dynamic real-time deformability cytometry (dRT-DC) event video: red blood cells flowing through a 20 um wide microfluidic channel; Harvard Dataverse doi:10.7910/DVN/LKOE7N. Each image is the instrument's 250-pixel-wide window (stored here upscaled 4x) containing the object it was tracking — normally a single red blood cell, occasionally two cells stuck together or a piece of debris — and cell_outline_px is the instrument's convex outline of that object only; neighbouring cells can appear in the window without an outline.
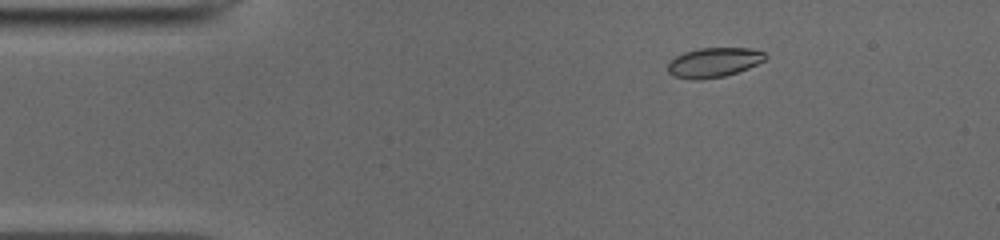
{"species": "common noctule bat (a hibernating species)", "species_latin": "Nyctalus noctula", "temperature_condition": "cold", "stored_images_in_passage": 51, "camera_frame_rate_fps": 3000, "um_per_image_px": 0.085, "animal": {"sex": "male", "body_mass_g": 19.0, "forearm_length_mm": 50.8}, "frame": {"image": 1, "passage_image": 8, "time_ms": 2.333, "image_size_px": [1000, 240], "cell_outline_px": [[768, 56], [764, 60], [748, 68], [724, 76], [700, 80], [692, 80], [672, 76], [668, 72], [668, 64], [676, 56], [684, 52], [700, 48], [752, 48], [764, 52]], "centroid_in_image_um": [60.66, 5.31], "position_along_channel_um": 24.3, "area_um2": 16.82}}
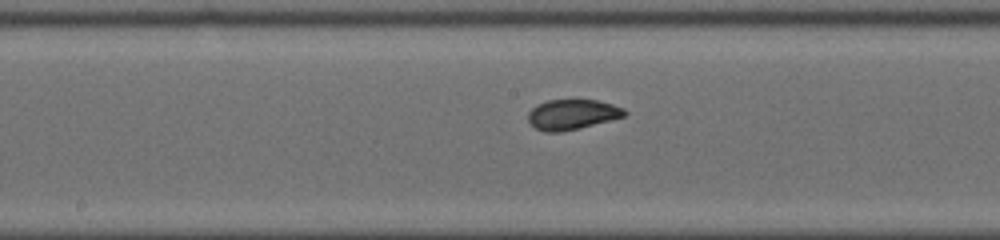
{"frame": {"image": 2, "passage_image": 26, "time_ms": 8.333, "image_size_px": [1000, 240], "cell_outline_px": [[628, 112], [624, 116], [580, 128], [560, 132], [544, 132], [536, 128], [528, 120], [528, 112], [536, 104], [548, 100], [596, 100], [612, 104], [624, 108]], "centroid_in_image_um": [48.62, 9.72], "position_along_channel_um": 199.6, "area_um2": 16.88}}
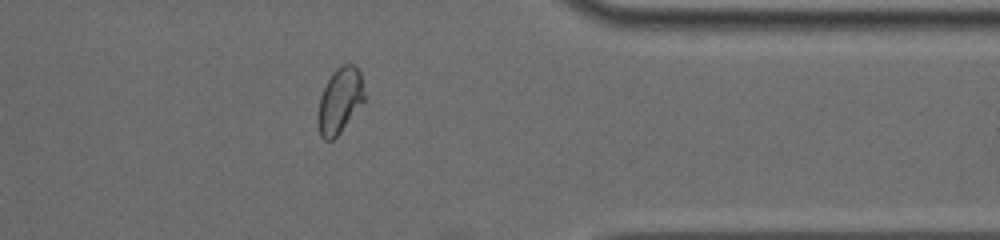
{"frame": {"image": 3, "passage_image": 41, "time_ms": 13.333, "image_size_px": [1000, 240], "cell_outline_px": [[364, 100], [340, 132], [332, 140], [324, 140], [320, 136], [316, 120], [320, 96], [332, 72], [340, 64], [352, 64], [360, 72], [364, 92]], "centroid_in_image_um": [28.84, 8.55], "position_along_channel_um": 382.6, "area_um2": 17.57}}